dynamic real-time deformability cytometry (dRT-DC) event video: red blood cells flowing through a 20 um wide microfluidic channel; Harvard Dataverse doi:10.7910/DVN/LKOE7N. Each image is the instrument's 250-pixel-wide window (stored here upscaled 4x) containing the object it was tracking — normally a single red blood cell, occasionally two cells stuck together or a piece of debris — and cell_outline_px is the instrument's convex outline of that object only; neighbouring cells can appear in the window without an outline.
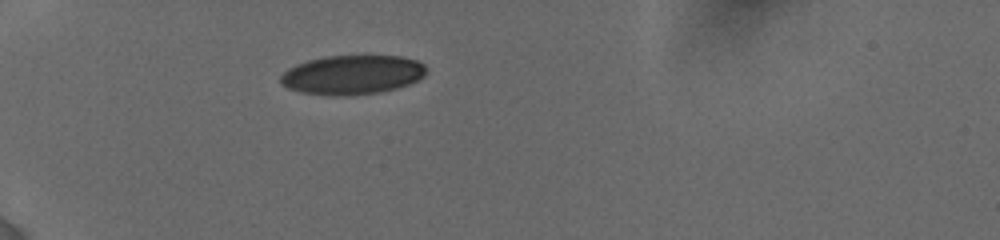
{"species": "human", "species_latin": "Homo sapiens", "temperature_condition": "cold", "stored_images_in_passage": 19, "camera_frame_rate_fps": 3000, "um_per_image_px": 0.085, "donor": {"sex": "female"}, "frame": {"image": 1, "passage_image": 1, "time_ms": 0.0, "image_size_px": [1000, 240], "cell_outline_px": [[424, 76], [408, 84], [396, 88], [380, 92], [344, 96], [332, 96], [300, 92], [288, 88], [280, 84], [280, 76], [288, 68], [296, 64], [308, 60], [324, 56], [400, 56], [416, 60], [424, 64]], "centroid_in_image_um": [29.89, 6.36], "position_along_channel_um": 55.1, "area_um2": 33.29}}
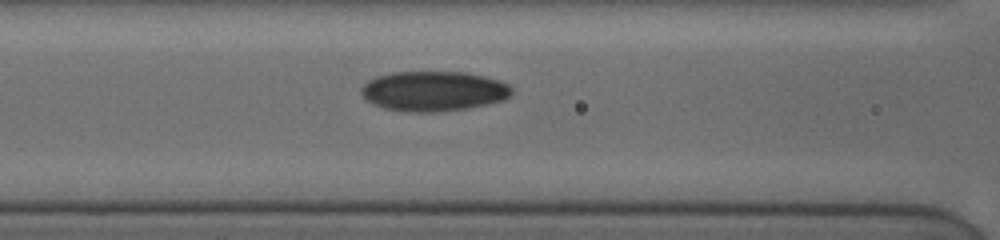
{"frame": {"image": 2, "passage_image": 10, "time_ms": 2.667, "image_size_px": [1000, 240], "cell_outline_px": [[512, 92], [504, 100], [488, 104], [468, 108], [432, 112], [408, 112], [384, 108], [368, 100], [360, 92], [360, 88], [368, 80], [376, 76], [392, 72], [464, 72], [484, 76], [500, 80], [508, 84], [512, 88]], "centroid_in_image_um": [36.86, 7.74], "position_along_channel_um": 129.7, "area_um2": 35.03}}
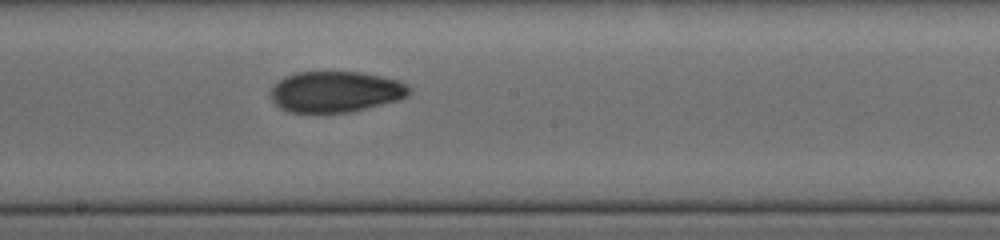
{"frame": {"image": 3, "passage_image": 19, "time_ms": 5.0, "image_size_px": [1000, 240], "cell_outline_px": [[412, 92], [408, 96], [400, 100], [348, 112], [288, 112], [280, 108], [272, 100], [272, 88], [284, 76], [296, 72], [360, 72], [380, 76], [396, 80], [408, 84], [412, 88]], "centroid_in_image_um": [28.57, 7.79], "position_along_channel_um": 219.6, "area_um2": 33.0}}